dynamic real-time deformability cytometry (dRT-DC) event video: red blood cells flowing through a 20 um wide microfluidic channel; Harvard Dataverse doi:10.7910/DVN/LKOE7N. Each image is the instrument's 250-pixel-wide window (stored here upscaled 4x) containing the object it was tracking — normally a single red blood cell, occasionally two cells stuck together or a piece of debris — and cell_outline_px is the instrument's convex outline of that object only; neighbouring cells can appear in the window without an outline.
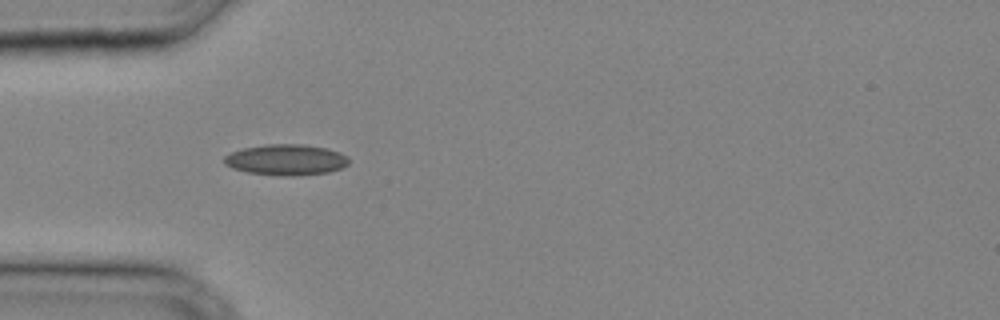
{"species": "common noctule bat (a hibernating species)", "species_latin": "Nyctalus noctula", "temperature_condition": "cold", "stored_images_in_passage": 24, "camera_frame_rate_fps": 3000, "um_per_image_px": 0.085, "animal": {"sex": "male", "body_mass_g": 20.4}, "frame": {"image": 1, "passage_image": 1, "time_ms": 0.0, "image_size_px": [1000, 320], "cell_outline_px": [[348, 164], [340, 168], [328, 172], [292, 176], [280, 176], [248, 172], [232, 168], [224, 164], [224, 156], [232, 152], [244, 148], [268, 144], [304, 144], [324, 148], [340, 152], [348, 156]], "centroid_in_image_um": [24.31, 13.58], "position_along_channel_um": 60.7, "area_um2": 22.31}}
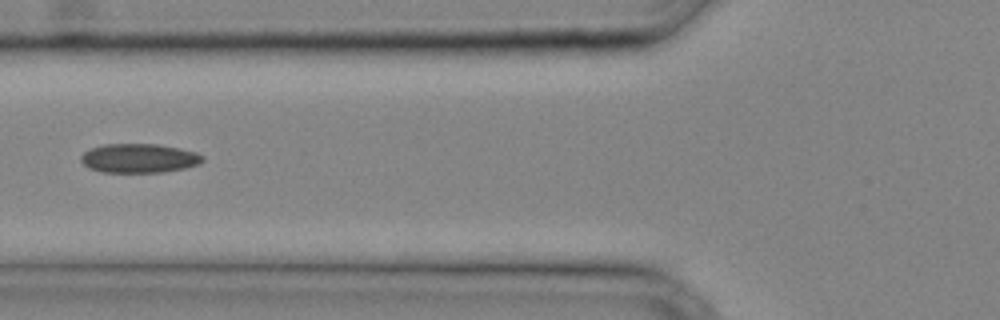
{"frame": {"image": 2, "passage_image": 4, "time_ms": 1.0, "image_size_px": [1000, 320], "cell_outline_px": [[204, 160], [200, 164], [184, 168], [164, 172], [100, 172], [88, 168], [80, 160], [80, 156], [84, 152], [92, 148], [104, 144], [156, 144], [180, 148], [196, 152], [204, 156]], "centroid_in_image_um": [11.83, 13.45], "position_along_channel_um": 114.0, "area_um2": 20.75}}